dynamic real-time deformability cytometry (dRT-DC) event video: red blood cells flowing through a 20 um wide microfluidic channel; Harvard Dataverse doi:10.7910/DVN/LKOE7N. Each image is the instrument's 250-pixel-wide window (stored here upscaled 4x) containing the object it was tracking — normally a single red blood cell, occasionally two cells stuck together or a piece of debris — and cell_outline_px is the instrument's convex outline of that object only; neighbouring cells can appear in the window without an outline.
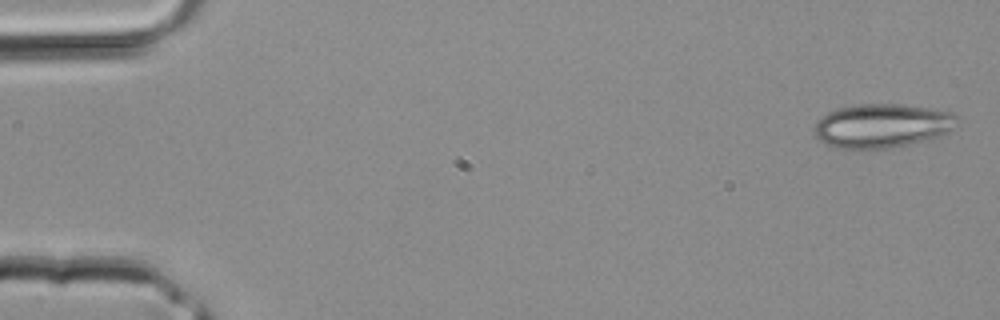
{"species": "common noctule bat (a hibernating species)", "species_latin": "Nyctalus noctula", "temperature_condition": "room temperature", "stored_images_in_passage": 38, "camera_frame_rate_fps": 3000, "um_per_image_px": 0.085, "animal": {"sex": "male", "body_mass_g": 20.4}, "frame": {"image": 1, "passage_image": 1, "time_ms": 0.0, "image_size_px": [1000, 320], "cell_outline_px": [[960, 120], [952, 128], [940, 136], [928, 140], [892, 148], [836, 148], [820, 140], [816, 136], [812, 128], [828, 112], [836, 108], [856, 104], [900, 104], [952, 112]], "centroid_in_image_um": [74.99, 10.68], "position_along_channel_um": 10.0, "area_um2": 36.47}}
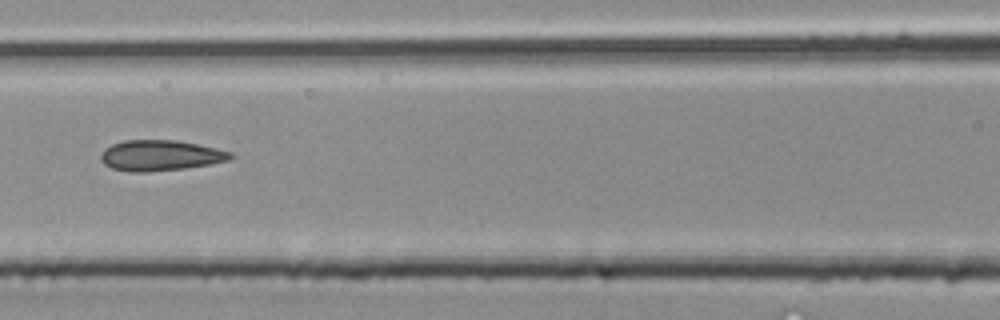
{"frame": {"image": 2, "passage_image": 17, "time_ms": 5.333, "image_size_px": [1000, 320], "cell_outline_px": [[236, 156], [228, 160], [208, 164], [184, 168], [148, 172], [128, 172], [112, 168], [104, 164], [100, 160], [100, 152], [104, 148], [112, 144], [124, 140], [176, 140], [216, 148], [232, 152]], "centroid_in_image_um": [13.59, 13.21], "position_along_channel_um": 153.0, "area_um2": 23.24}}
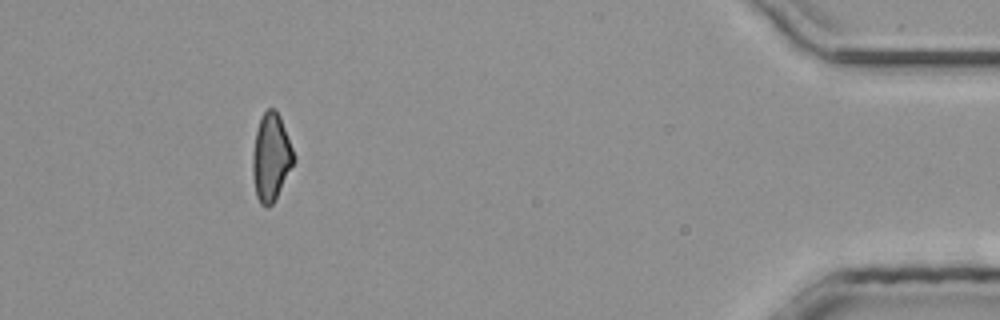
{"frame": {"image": 3, "passage_image": 35, "time_ms": 11.333, "image_size_px": [1000, 320], "cell_outline_px": [[296, 160], [276, 200], [268, 208], [264, 208], [260, 204], [256, 196], [252, 172], [252, 156], [256, 132], [260, 120], [264, 112], [268, 108], [276, 108], [280, 116], [296, 156]], "centroid_in_image_um": [23.06, 13.41], "position_along_channel_um": 412.1, "area_um2": 21.33}}